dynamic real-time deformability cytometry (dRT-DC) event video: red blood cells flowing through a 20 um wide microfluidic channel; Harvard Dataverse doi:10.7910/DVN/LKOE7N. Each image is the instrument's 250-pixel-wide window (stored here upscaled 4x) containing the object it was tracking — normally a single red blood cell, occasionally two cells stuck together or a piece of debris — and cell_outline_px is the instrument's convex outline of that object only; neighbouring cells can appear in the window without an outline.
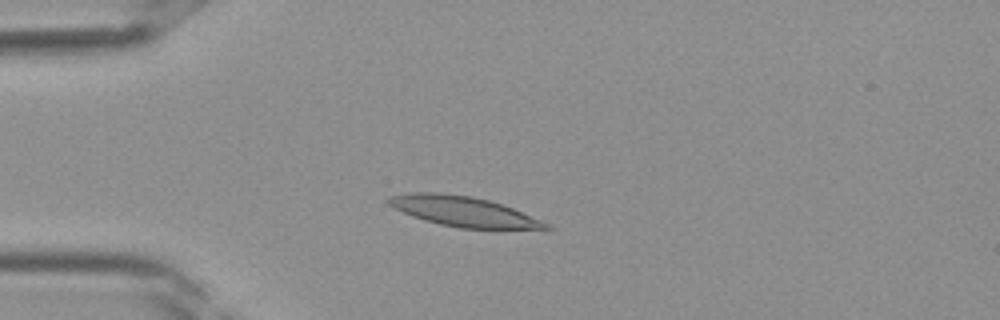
{"species": "Egyptian fruit bat (a non-hibernating species)", "species_latin": "Rousettus aegyptiacus", "temperature_condition": "room temperature", "stored_images_in_passage": 38, "camera_frame_rate_fps": 3000, "um_per_image_px": 0.085, "frame": {"image": 1, "passage_image": 9, "time_ms": 2.667, "image_size_px": [1000, 320], "cell_outline_px": [[556, 228], [548, 232], [460, 228], [440, 224], [424, 220], [412, 216], [392, 208], [384, 200], [388, 196], [412, 192], [440, 192], [472, 196], [488, 200], [512, 208], [552, 224]], "centroid_in_image_um": [39.56, 18.03], "position_along_channel_um": 45.4, "area_um2": 28.9}}
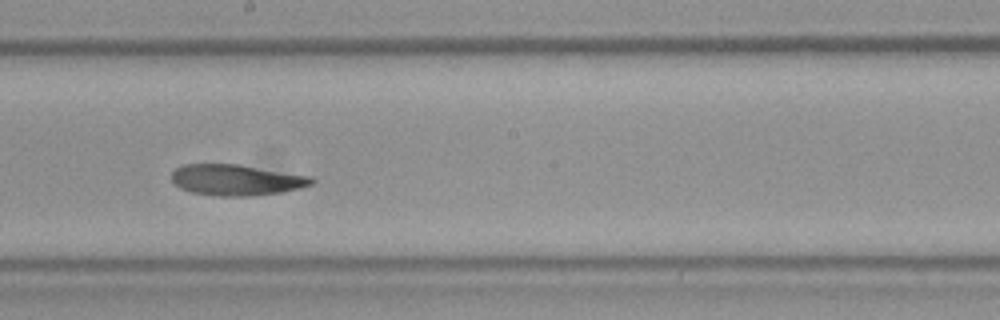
{"frame": {"image": 2, "passage_image": 21, "time_ms": 6.667, "image_size_px": [1000, 320], "cell_outline_px": [[316, 180], [312, 184], [300, 188], [280, 192], [252, 196], [216, 196], [192, 192], [180, 188], [172, 180], [172, 172], [176, 168], [184, 164], [240, 164], [312, 176]], "centroid_in_image_um": [20.11, 15.29], "position_along_channel_um": 228.1, "area_um2": 25.37}}
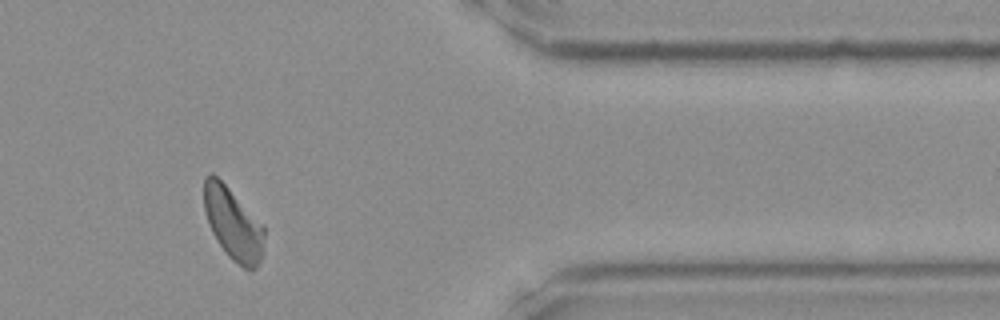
{"frame": {"image": 3, "passage_image": 32, "time_ms": 10.333, "image_size_px": [1000, 320], "cell_outline_px": [[264, 236], [260, 260], [256, 268], [252, 272], [244, 268], [232, 260], [228, 256], [216, 240], [208, 224], [204, 212], [204, 176], [212, 172], [264, 224]], "centroid_in_image_um": [19.8, 19.03], "position_along_channel_um": 391.6, "area_um2": 25.32}}